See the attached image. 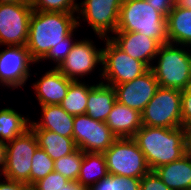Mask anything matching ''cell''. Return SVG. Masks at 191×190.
I'll use <instances>...</instances> for the list:
<instances>
[{"label":"cell","mask_w":191,"mask_h":190,"mask_svg":"<svg viewBox=\"0 0 191 190\" xmlns=\"http://www.w3.org/2000/svg\"><path fill=\"white\" fill-rule=\"evenodd\" d=\"M74 14L33 10L26 48L34 63L41 61L54 46L76 43L73 32L81 25Z\"/></svg>","instance_id":"6da1fadb"},{"label":"cell","mask_w":191,"mask_h":190,"mask_svg":"<svg viewBox=\"0 0 191 190\" xmlns=\"http://www.w3.org/2000/svg\"><path fill=\"white\" fill-rule=\"evenodd\" d=\"M133 139L143 152L151 171L186 154L185 129L142 125Z\"/></svg>","instance_id":"7a4b0ae2"},{"label":"cell","mask_w":191,"mask_h":190,"mask_svg":"<svg viewBox=\"0 0 191 190\" xmlns=\"http://www.w3.org/2000/svg\"><path fill=\"white\" fill-rule=\"evenodd\" d=\"M116 32H139L167 44L166 18L145 0H123Z\"/></svg>","instance_id":"3957f363"},{"label":"cell","mask_w":191,"mask_h":190,"mask_svg":"<svg viewBox=\"0 0 191 190\" xmlns=\"http://www.w3.org/2000/svg\"><path fill=\"white\" fill-rule=\"evenodd\" d=\"M167 43L162 44L156 57V65L151 70L160 87L185 90L191 86V51L188 46ZM186 49L188 51H186Z\"/></svg>","instance_id":"277c9868"},{"label":"cell","mask_w":191,"mask_h":190,"mask_svg":"<svg viewBox=\"0 0 191 190\" xmlns=\"http://www.w3.org/2000/svg\"><path fill=\"white\" fill-rule=\"evenodd\" d=\"M102 48L101 82L111 86L134 80L150 68L143 62L125 53L110 37L105 38ZM106 81V82H105Z\"/></svg>","instance_id":"5b68a950"},{"label":"cell","mask_w":191,"mask_h":190,"mask_svg":"<svg viewBox=\"0 0 191 190\" xmlns=\"http://www.w3.org/2000/svg\"><path fill=\"white\" fill-rule=\"evenodd\" d=\"M103 154L109 174L141 179L151 171L133 138H117Z\"/></svg>","instance_id":"8992f818"},{"label":"cell","mask_w":191,"mask_h":190,"mask_svg":"<svg viewBox=\"0 0 191 190\" xmlns=\"http://www.w3.org/2000/svg\"><path fill=\"white\" fill-rule=\"evenodd\" d=\"M141 115L142 125L145 126L181 127V90L159 86Z\"/></svg>","instance_id":"52a82bcc"},{"label":"cell","mask_w":191,"mask_h":190,"mask_svg":"<svg viewBox=\"0 0 191 190\" xmlns=\"http://www.w3.org/2000/svg\"><path fill=\"white\" fill-rule=\"evenodd\" d=\"M38 141L29 128L22 135L6 143V164L3 176L6 179L23 182L30 186V172Z\"/></svg>","instance_id":"ba28073f"},{"label":"cell","mask_w":191,"mask_h":190,"mask_svg":"<svg viewBox=\"0 0 191 190\" xmlns=\"http://www.w3.org/2000/svg\"><path fill=\"white\" fill-rule=\"evenodd\" d=\"M32 13L30 0L0 3V45L26 47Z\"/></svg>","instance_id":"9c48e42d"},{"label":"cell","mask_w":191,"mask_h":190,"mask_svg":"<svg viewBox=\"0 0 191 190\" xmlns=\"http://www.w3.org/2000/svg\"><path fill=\"white\" fill-rule=\"evenodd\" d=\"M122 1L84 0L82 3L79 2L77 19L86 20L96 35L104 40L109 37L108 33L114 34L117 30Z\"/></svg>","instance_id":"30bf717a"},{"label":"cell","mask_w":191,"mask_h":190,"mask_svg":"<svg viewBox=\"0 0 191 190\" xmlns=\"http://www.w3.org/2000/svg\"><path fill=\"white\" fill-rule=\"evenodd\" d=\"M116 139L105 122L87 114L74 116L73 140L83 152L104 153Z\"/></svg>","instance_id":"8fae6325"},{"label":"cell","mask_w":191,"mask_h":190,"mask_svg":"<svg viewBox=\"0 0 191 190\" xmlns=\"http://www.w3.org/2000/svg\"><path fill=\"white\" fill-rule=\"evenodd\" d=\"M93 45L89 39L76 40L69 54L57 68L68 79L79 81L84 75H88L97 64H102V48Z\"/></svg>","instance_id":"7c38bea8"},{"label":"cell","mask_w":191,"mask_h":190,"mask_svg":"<svg viewBox=\"0 0 191 190\" xmlns=\"http://www.w3.org/2000/svg\"><path fill=\"white\" fill-rule=\"evenodd\" d=\"M31 60L26 47H10L0 51V84L11 89L23 87L31 76Z\"/></svg>","instance_id":"4fadbf2b"},{"label":"cell","mask_w":191,"mask_h":190,"mask_svg":"<svg viewBox=\"0 0 191 190\" xmlns=\"http://www.w3.org/2000/svg\"><path fill=\"white\" fill-rule=\"evenodd\" d=\"M158 87V82L151 69L132 81L113 86L116 101L140 113L154 97Z\"/></svg>","instance_id":"5bb4252c"},{"label":"cell","mask_w":191,"mask_h":190,"mask_svg":"<svg viewBox=\"0 0 191 190\" xmlns=\"http://www.w3.org/2000/svg\"><path fill=\"white\" fill-rule=\"evenodd\" d=\"M110 38L128 55L145 63L149 68L154 63L161 44L139 32H115Z\"/></svg>","instance_id":"9a60e30c"},{"label":"cell","mask_w":191,"mask_h":190,"mask_svg":"<svg viewBox=\"0 0 191 190\" xmlns=\"http://www.w3.org/2000/svg\"><path fill=\"white\" fill-rule=\"evenodd\" d=\"M72 82L55 67L47 71L40 80L33 83L40 106L60 105Z\"/></svg>","instance_id":"2e32d148"},{"label":"cell","mask_w":191,"mask_h":190,"mask_svg":"<svg viewBox=\"0 0 191 190\" xmlns=\"http://www.w3.org/2000/svg\"><path fill=\"white\" fill-rule=\"evenodd\" d=\"M105 123L117 138H133L142 126V115L116 101Z\"/></svg>","instance_id":"e0dca14e"},{"label":"cell","mask_w":191,"mask_h":190,"mask_svg":"<svg viewBox=\"0 0 191 190\" xmlns=\"http://www.w3.org/2000/svg\"><path fill=\"white\" fill-rule=\"evenodd\" d=\"M42 118L39 122L30 121L31 129H47L61 136L73 138L74 116L60 105L41 106Z\"/></svg>","instance_id":"ac0fdd59"},{"label":"cell","mask_w":191,"mask_h":190,"mask_svg":"<svg viewBox=\"0 0 191 190\" xmlns=\"http://www.w3.org/2000/svg\"><path fill=\"white\" fill-rule=\"evenodd\" d=\"M153 171L171 190H188L191 186V158L187 154Z\"/></svg>","instance_id":"d6986e66"},{"label":"cell","mask_w":191,"mask_h":190,"mask_svg":"<svg viewBox=\"0 0 191 190\" xmlns=\"http://www.w3.org/2000/svg\"><path fill=\"white\" fill-rule=\"evenodd\" d=\"M116 102L113 86L99 82L88 91L86 113L94 120L105 122Z\"/></svg>","instance_id":"ffe728a7"},{"label":"cell","mask_w":191,"mask_h":190,"mask_svg":"<svg viewBox=\"0 0 191 190\" xmlns=\"http://www.w3.org/2000/svg\"><path fill=\"white\" fill-rule=\"evenodd\" d=\"M166 24L168 43L191 47V9L174 6Z\"/></svg>","instance_id":"44dd1931"},{"label":"cell","mask_w":191,"mask_h":190,"mask_svg":"<svg viewBox=\"0 0 191 190\" xmlns=\"http://www.w3.org/2000/svg\"><path fill=\"white\" fill-rule=\"evenodd\" d=\"M32 130L36 134L38 147L43 149L52 160L70 155L78 149L73 138L61 136L47 129Z\"/></svg>","instance_id":"7402d4cb"},{"label":"cell","mask_w":191,"mask_h":190,"mask_svg":"<svg viewBox=\"0 0 191 190\" xmlns=\"http://www.w3.org/2000/svg\"><path fill=\"white\" fill-rule=\"evenodd\" d=\"M109 175L103 153L83 152V160L77 182L88 190Z\"/></svg>","instance_id":"603a6c76"},{"label":"cell","mask_w":191,"mask_h":190,"mask_svg":"<svg viewBox=\"0 0 191 190\" xmlns=\"http://www.w3.org/2000/svg\"><path fill=\"white\" fill-rule=\"evenodd\" d=\"M24 117L13 108L0 109V141L9 142L30 128V118Z\"/></svg>","instance_id":"cb8c5ba5"},{"label":"cell","mask_w":191,"mask_h":190,"mask_svg":"<svg viewBox=\"0 0 191 190\" xmlns=\"http://www.w3.org/2000/svg\"><path fill=\"white\" fill-rule=\"evenodd\" d=\"M92 87L85 82L73 81L68 88L66 97L60 103V106L69 114L83 115L86 113L88 102V91Z\"/></svg>","instance_id":"d4e9b609"},{"label":"cell","mask_w":191,"mask_h":190,"mask_svg":"<svg viewBox=\"0 0 191 190\" xmlns=\"http://www.w3.org/2000/svg\"><path fill=\"white\" fill-rule=\"evenodd\" d=\"M83 160V151L79 148L70 155L54 160V171L69 181H77Z\"/></svg>","instance_id":"484cf974"},{"label":"cell","mask_w":191,"mask_h":190,"mask_svg":"<svg viewBox=\"0 0 191 190\" xmlns=\"http://www.w3.org/2000/svg\"><path fill=\"white\" fill-rule=\"evenodd\" d=\"M54 171V160L47 153L40 149H36L32 159V167L30 172V187L38 180L46 177Z\"/></svg>","instance_id":"4316f807"},{"label":"cell","mask_w":191,"mask_h":190,"mask_svg":"<svg viewBox=\"0 0 191 190\" xmlns=\"http://www.w3.org/2000/svg\"><path fill=\"white\" fill-rule=\"evenodd\" d=\"M30 3L35 11L77 14L78 10L76 0H30Z\"/></svg>","instance_id":"83f0119b"},{"label":"cell","mask_w":191,"mask_h":190,"mask_svg":"<svg viewBox=\"0 0 191 190\" xmlns=\"http://www.w3.org/2000/svg\"><path fill=\"white\" fill-rule=\"evenodd\" d=\"M70 181L58 172H51L31 186V190H62Z\"/></svg>","instance_id":"f1b7e54d"},{"label":"cell","mask_w":191,"mask_h":190,"mask_svg":"<svg viewBox=\"0 0 191 190\" xmlns=\"http://www.w3.org/2000/svg\"><path fill=\"white\" fill-rule=\"evenodd\" d=\"M182 127H191V86L181 91Z\"/></svg>","instance_id":"f546056e"},{"label":"cell","mask_w":191,"mask_h":190,"mask_svg":"<svg viewBox=\"0 0 191 190\" xmlns=\"http://www.w3.org/2000/svg\"><path fill=\"white\" fill-rule=\"evenodd\" d=\"M140 190H171L154 171L148 172L141 178Z\"/></svg>","instance_id":"4dcf8cb0"},{"label":"cell","mask_w":191,"mask_h":190,"mask_svg":"<svg viewBox=\"0 0 191 190\" xmlns=\"http://www.w3.org/2000/svg\"><path fill=\"white\" fill-rule=\"evenodd\" d=\"M73 46L74 45L54 46L49 50L47 55L41 61H43L44 59H51L56 63L55 68H58L60 64L64 61L66 56L69 54Z\"/></svg>","instance_id":"1f68e13d"},{"label":"cell","mask_w":191,"mask_h":190,"mask_svg":"<svg viewBox=\"0 0 191 190\" xmlns=\"http://www.w3.org/2000/svg\"><path fill=\"white\" fill-rule=\"evenodd\" d=\"M141 179L114 175L115 190H140Z\"/></svg>","instance_id":"d6a6232c"},{"label":"cell","mask_w":191,"mask_h":190,"mask_svg":"<svg viewBox=\"0 0 191 190\" xmlns=\"http://www.w3.org/2000/svg\"><path fill=\"white\" fill-rule=\"evenodd\" d=\"M149 5H152L158 13L162 14L166 19L169 12L175 6V0H145Z\"/></svg>","instance_id":"836d02e7"},{"label":"cell","mask_w":191,"mask_h":190,"mask_svg":"<svg viewBox=\"0 0 191 190\" xmlns=\"http://www.w3.org/2000/svg\"><path fill=\"white\" fill-rule=\"evenodd\" d=\"M0 190H31V187L23 182L4 178V181H0Z\"/></svg>","instance_id":"e575fe53"},{"label":"cell","mask_w":191,"mask_h":190,"mask_svg":"<svg viewBox=\"0 0 191 190\" xmlns=\"http://www.w3.org/2000/svg\"><path fill=\"white\" fill-rule=\"evenodd\" d=\"M88 190H115L114 175L109 174L106 178L95 183Z\"/></svg>","instance_id":"d590c367"},{"label":"cell","mask_w":191,"mask_h":190,"mask_svg":"<svg viewBox=\"0 0 191 190\" xmlns=\"http://www.w3.org/2000/svg\"><path fill=\"white\" fill-rule=\"evenodd\" d=\"M185 129V149L186 154L191 158V127H183Z\"/></svg>","instance_id":"8d00e7d4"},{"label":"cell","mask_w":191,"mask_h":190,"mask_svg":"<svg viewBox=\"0 0 191 190\" xmlns=\"http://www.w3.org/2000/svg\"><path fill=\"white\" fill-rule=\"evenodd\" d=\"M6 164V143L0 141V169L3 171Z\"/></svg>","instance_id":"74e56055"},{"label":"cell","mask_w":191,"mask_h":190,"mask_svg":"<svg viewBox=\"0 0 191 190\" xmlns=\"http://www.w3.org/2000/svg\"><path fill=\"white\" fill-rule=\"evenodd\" d=\"M62 190H85L77 181H70Z\"/></svg>","instance_id":"f35d334b"},{"label":"cell","mask_w":191,"mask_h":190,"mask_svg":"<svg viewBox=\"0 0 191 190\" xmlns=\"http://www.w3.org/2000/svg\"><path fill=\"white\" fill-rule=\"evenodd\" d=\"M175 6L191 9V0H175Z\"/></svg>","instance_id":"ab89813d"},{"label":"cell","mask_w":191,"mask_h":190,"mask_svg":"<svg viewBox=\"0 0 191 190\" xmlns=\"http://www.w3.org/2000/svg\"><path fill=\"white\" fill-rule=\"evenodd\" d=\"M21 1H27V0H0V3L21 2Z\"/></svg>","instance_id":"60d3db41"},{"label":"cell","mask_w":191,"mask_h":190,"mask_svg":"<svg viewBox=\"0 0 191 190\" xmlns=\"http://www.w3.org/2000/svg\"><path fill=\"white\" fill-rule=\"evenodd\" d=\"M0 175L2 176L3 175V171L0 169Z\"/></svg>","instance_id":"b9f144b4"}]
</instances>
